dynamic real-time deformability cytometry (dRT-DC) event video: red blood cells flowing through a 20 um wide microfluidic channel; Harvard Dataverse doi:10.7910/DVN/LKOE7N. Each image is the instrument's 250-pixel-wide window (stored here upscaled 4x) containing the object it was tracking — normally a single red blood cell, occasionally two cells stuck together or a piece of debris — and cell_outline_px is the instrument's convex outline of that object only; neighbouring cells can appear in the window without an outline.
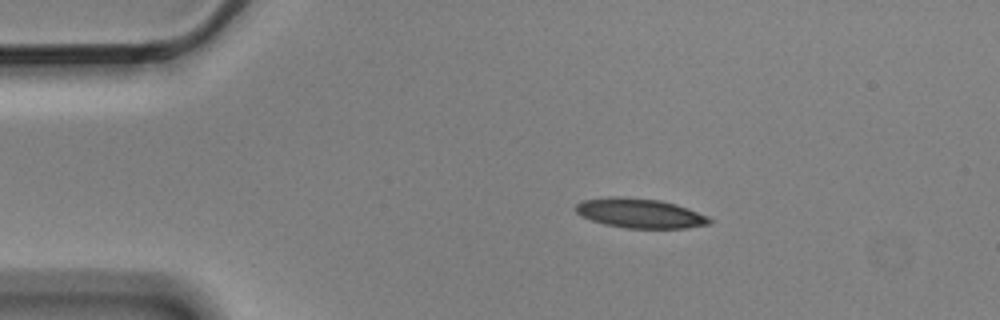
{"species": "Egyptian fruit bat (a non-hibernating species)", "species_latin": "Rousettus aegyptiacus", "temperature_condition": "cold", "stored_images_in_passage": 5, "camera_frame_rate_fps": 3000, "um_per_image_px": 0.085, "animal": {"sex": "male"}, "frame": {"image": 1, "passage_image": 2, "time_ms": 0.333, "image_size_px": [1000, 320], "cell_outline_px": [[712, 220], [708, 224], [684, 228], [624, 228], [604, 224], [592, 220], [576, 212], [576, 204], [584, 200], [612, 196], [620, 196], [660, 200], [676, 204], [688, 208], [708, 216]], "centroid_in_image_um": [54.4, 18.12], "position_along_channel_um": 30.6, "area_um2": 22.89}}
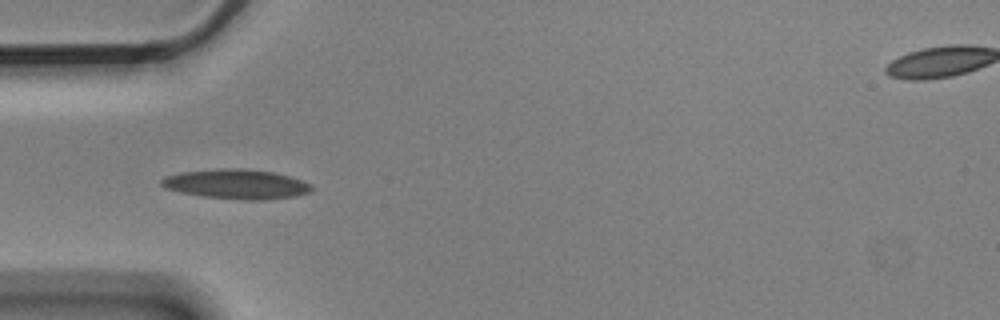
{"frame": {"image": 2, "passage_image": 4, "time_ms": 1.0, "image_size_px": [1000, 320], "cell_outline_px": [[312, 188], [308, 192], [296, 196], [264, 200], [244, 200], [204, 196], [180, 192], [164, 188], [160, 184], [160, 180], [164, 176], [180, 172], [220, 168], [240, 168], [272, 172], [288, 176], [312, 184]], "centroid_in_image_um": [20.05, 15.65], "position_along_channel_um": 65.0, "area_um2": 25.89}}
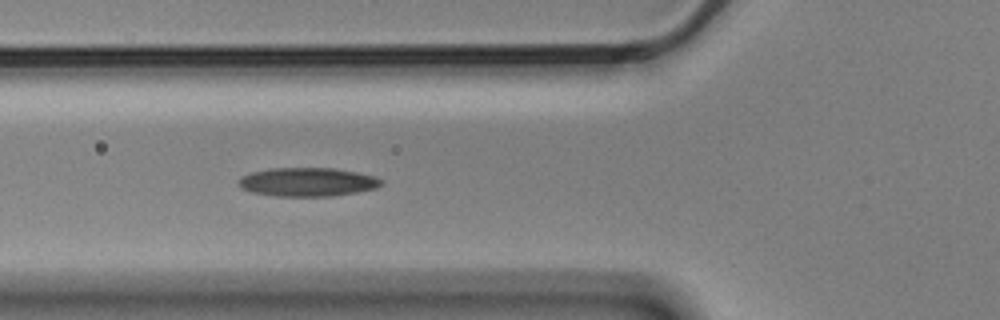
{"frame": {"image": 3, "passage_image": 5, "time_ms": 1.333, "image_size_px": [1000, 320], "cell_outline_px": [[384, 184], [376, 188], [356, 192], [332, 196], [276, 196], [252, 192], [240, 188], [236, 184], [236, 180], [240, 176], [252, 172], [268, 168], [336, 168], [376, 176], [384, 180]], "centroid_in_image_um": [26.12, 15.46], "position_along_channel_um": 99.7, "area_um2": 24.22}}